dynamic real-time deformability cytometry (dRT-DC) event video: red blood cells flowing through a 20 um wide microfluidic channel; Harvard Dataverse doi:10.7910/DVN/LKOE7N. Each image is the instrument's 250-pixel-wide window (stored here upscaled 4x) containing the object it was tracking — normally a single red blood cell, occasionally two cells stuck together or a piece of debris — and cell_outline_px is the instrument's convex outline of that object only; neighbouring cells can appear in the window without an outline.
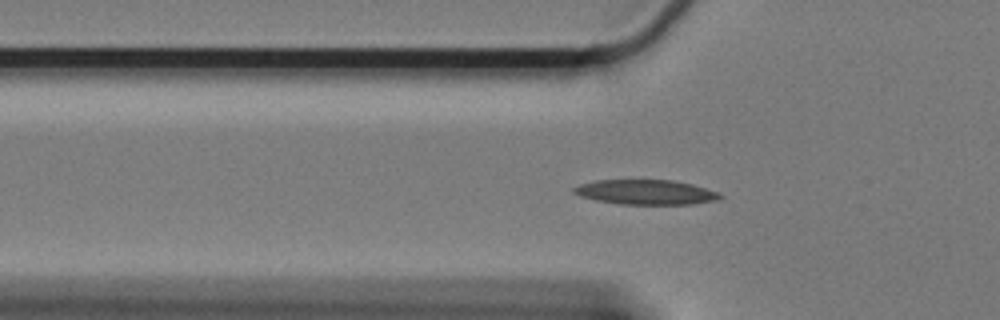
{"species": "Egyptian fruit bat (a non-hibernating species)", "species_latin": "Rousettus aegyptiacus", "temperature_condition": "cold", "stored_images_in_passage": 59, "camera_frame_rate_fps": 3000, "um_per_image_px": 0.085, "animal": {"sex": "female"}, "frame": {"image": 1, "passage_image": 17, "time_ms": 5.333, "image_size_px": [1000, 320], "cell_outline_px": [[724, 196], [716, 200], [692, 204], [620, 204], [596, 200], [580, 196], [572, 192], [572, 188], [580, 184], [596, 180], [672, 180], [692, 184], [716, 192]], "centroid_in_image_um": [54.85, 16.33], "position_along_channel_um": 70.9, "area_um2": 20.98}}
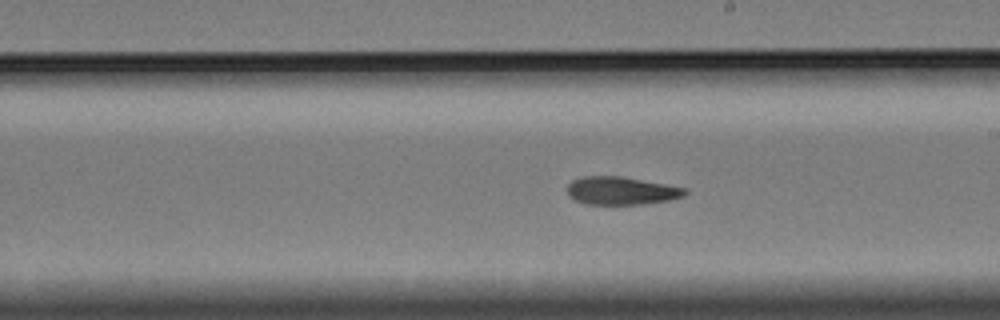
{"frame": {"image": 2, "passage_image": 32, "time_ms": 10.333, "image_size_px": [1000, 320], "cell_outline_px": [[688, 192], [684, 196], [672, 200], [644, 204], [584, 204], [568, 196], [568, 184], [572, 180], [584, 176], [620, 176], [688, 188]], "centroid_in_image_um": [52.84, 16.22], "position_along_channel_um": 236.2, "area_um2": 19.31}}
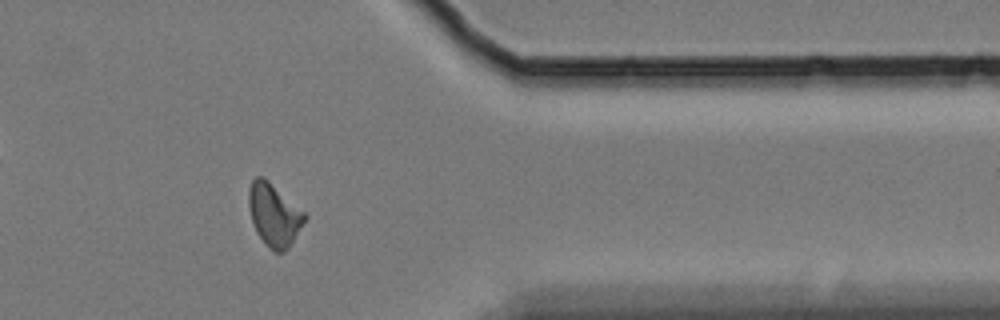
{"frame": {"image": 3, "passage_image": 47, "time_ms": 15.333, "image_size_px": [1000, 320], "cell_outline_px": [[308, 216], [288, 248], [284, 252], [276, 252], [268, 248], [264, 244], [256, 232], [252, 224], [248, 208], [248, 192], [252, 180], [256, 176], [264, 176], [304, 212]], "centroid_in_image_um": [23.26, 18.26], "position_along_channel_um": 388.1, "area_um2": 20.52}, "authors_computed_cell_mechanics": {"area_um2": 19.5942, "velocity_mm_per_s": 3.2932, "shape_relaxation_time_tau1_ms": 10.4264, "shape_relaxation_time_tau2_ms": 2.2533, "deformation_change_tau1": 0.2382, "deformation_change_tau2": 0.0964}}